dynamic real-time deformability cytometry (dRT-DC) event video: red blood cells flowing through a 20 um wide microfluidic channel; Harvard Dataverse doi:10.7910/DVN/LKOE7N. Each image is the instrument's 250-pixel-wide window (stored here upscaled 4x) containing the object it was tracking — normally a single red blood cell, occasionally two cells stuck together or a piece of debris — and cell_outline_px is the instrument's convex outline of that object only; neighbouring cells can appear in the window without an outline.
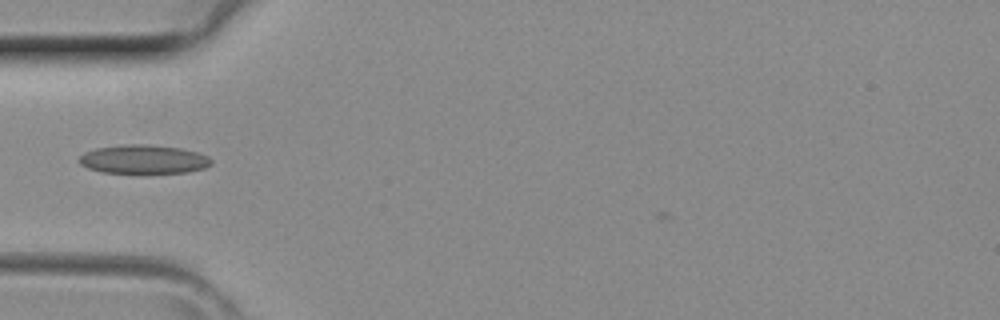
{"species": "common noctule bat (a hibernating species)", "species_latin": "Nyctalus noctula", "temperature_condition": "room temperature", "stored_images_in_passage": 30, "camera_frame_rate_fps": 3000, "um_per_image_px": 0.085, "animal": {"sex": "female", "body_mass_g": 29.2, "forearm_length_mm": 56.3}, "frame": {"image": 1, "passage_image": 2, "time_ms": 0.333, "image_size_px": [1000, 320], "cell_outline_px": [[212, 164], [204, 168], [188, 172], [104, 172], [88, 168], [80, 164], [76, 160], [84, 152], [96, 148], [124, 144], [148, 144], [180, 148], [196, 152], [208, 156], [212, 160]], "centroid_in_image_um": [12.18, 13.52], "position_along_channel_um": 72.8, "area_um2": 22.02}}
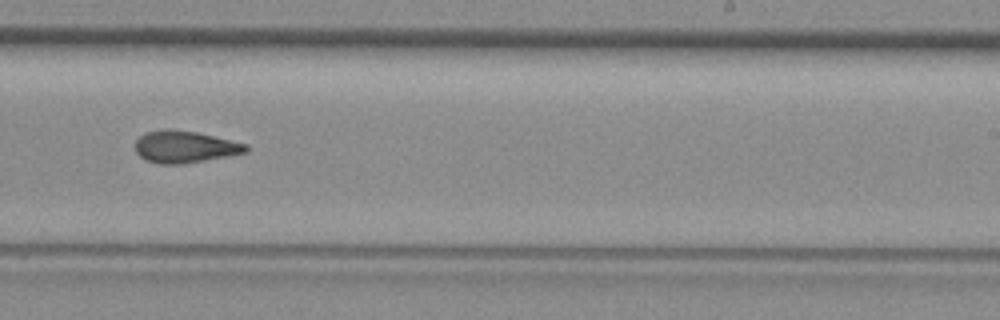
{"frame": {"image": 2, "passage_image": 14, "time_ms": 4.333, "image_size_px": [1000, 320], "cell_outline_px": [[248, 152], [228, 156], [180, 164], [160, 164], [144, 160], [136, 152], [136, 140], [140, 136], [148, 132], [196, 132], [248, 144]], "centroid_in_image_um": [15.75, 12.53], "position_along_channel_um": 273.3, "area_um2": 19.83}}
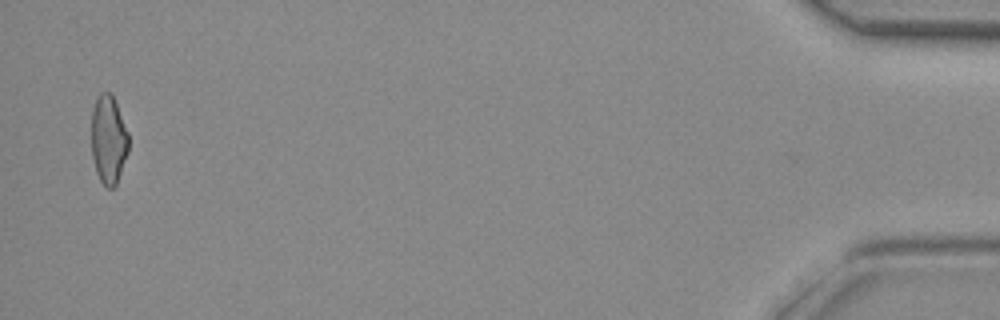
{"frame": {"image": 3, "passage_image": 29, "time_ms": 9.333, "image_size_px": [1000, 320], "cell_outline_px": [[128, 152], [116, 184], [112, 188], [108, 188], [100, 180], [96, 172], [92, 156], [92, 108], [100, 92], [108, 92], [112, 96], [116, 104], [128, 132]], "centroid_in_image_um": [9.21, 11.87], "position_along_channel_um": 426.0, "area_um2": 18.9}}